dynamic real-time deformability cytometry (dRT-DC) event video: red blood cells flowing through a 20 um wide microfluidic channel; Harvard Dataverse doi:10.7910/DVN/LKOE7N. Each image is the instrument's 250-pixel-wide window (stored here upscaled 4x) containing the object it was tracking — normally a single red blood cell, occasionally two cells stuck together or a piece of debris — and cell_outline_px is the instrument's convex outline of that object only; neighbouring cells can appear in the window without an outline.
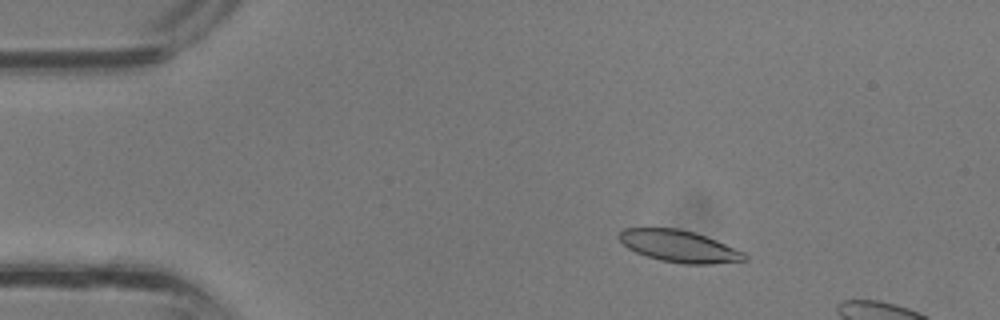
{"species": "common noctule bat (a hibernating species)", "species_latin": "Nyctalus noctula", "temperature_condition": "room temperature", "stored_images_in_passage": 5, "camera_frame_rate_fps": 3000, "um_per_image_px": 0.085, "animal": {"sex": "male", "body_mass_g": 13.3}, "frame": {"image": 1, "passage_image": 1, "time_ms": 0.0, "image_size_px": [1000, 320], "cell_outline_px": [[748, 260], [712, 264], [684, 264], [660, 260], [636, 252], [628, 248], [616, 236], [624, 228], [676, 228], [692, 232], [716, 240], [744, 252], [748, 256]], "centroid_in_image_um": [57.73, 20.93], "position_along_channel_um": 27.3, "area_um2": 23.12}}